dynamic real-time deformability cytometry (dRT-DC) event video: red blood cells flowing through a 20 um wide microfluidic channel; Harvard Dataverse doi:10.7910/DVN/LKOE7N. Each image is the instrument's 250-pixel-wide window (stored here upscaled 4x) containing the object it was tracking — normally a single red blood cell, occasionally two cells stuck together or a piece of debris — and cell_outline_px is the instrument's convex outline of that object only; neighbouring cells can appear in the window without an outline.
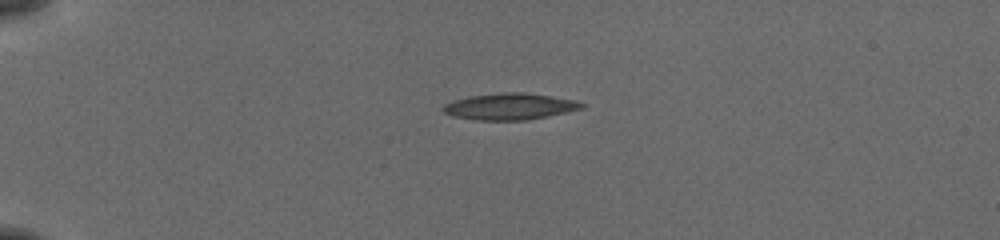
{"species": "common noctule bat (a hibernating species)", "species_latin": "Nyctalus noctula", "temperature_condition": "cold", "stored_images_in_passage": 41, "camera_frame_rate_fps": 3000, "um_per_image_px": 0.085, "animal": {"sex": "female", "body_mass_g": 19.5, "forearm_length_mm": 54.1}, "frame": {"image": 1, "passage_image": 1, "time_ms": 0.0, "image_size_px": [1000, 240], "cell_outline_px": [[584, 108], [524, 120], [476, 120], [456, 116], [444, 112], [440, 108], [444, 104], [468, 96], [504, 92], [524, 92], [572, 100], [584, 104]], "centroid_in_image_um": [43.27, 9.04], "position_along_channel_um": 41.7, "area_um2": 20.87}}
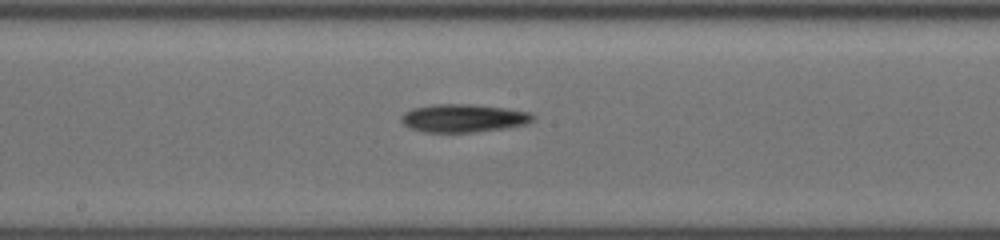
{"frame": {"image": 2, "passage_image": 18, "time_ms": 5.667, "image_size_px": [1000, 240], "cell_outline_px": [[536, 116], [532, 120], [524, 124], [504, 128], [476, 132], [424, 132], [408, 128], [400, 120], [404, 112], [412, 108], [432, 104], [468, 104], [504, 108], [528, 112]], "centroid_in_image_um": [39.33, 10.04], "position_along_channel_um": 208.9, "area_um2": 21.44}}
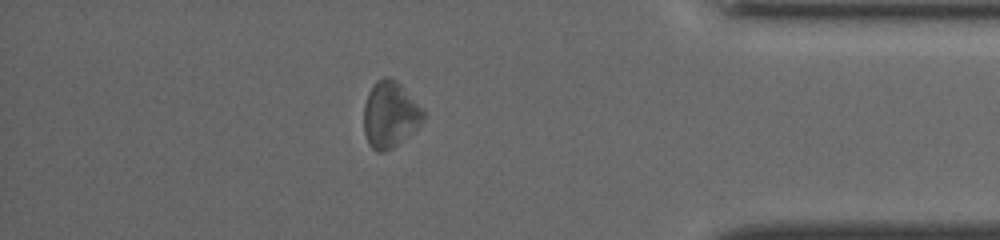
{"frame": {"image": 3, "passage_image": 35, "time_ms": 11.333, "image_size_px": [1000, 240], "cell_outline_px": [[424, 120], [400, 144], [384, 152], [376, 152], [368, 144], [364, 132], [364, 104], [368, 92], [376, 80], [384, 76], [388, 76], [396, 80], [400, 84], [424, 112]], "centroid_in_image_um": [33.12, 9.76], "position_along_channel_um": 402.1, "area_um2": 22.95}, "authors_computed_cell_mechanics": {"area_um2": 20.8658, "velocity_mm_per_s": 3.8442, "shape_relaxation_time_tau1_ms": 1.8848, "shape_relaxation_time_tau2_ms": null, "deformation_change_tau1": 0.075, "deformation_change_tau2": null}}